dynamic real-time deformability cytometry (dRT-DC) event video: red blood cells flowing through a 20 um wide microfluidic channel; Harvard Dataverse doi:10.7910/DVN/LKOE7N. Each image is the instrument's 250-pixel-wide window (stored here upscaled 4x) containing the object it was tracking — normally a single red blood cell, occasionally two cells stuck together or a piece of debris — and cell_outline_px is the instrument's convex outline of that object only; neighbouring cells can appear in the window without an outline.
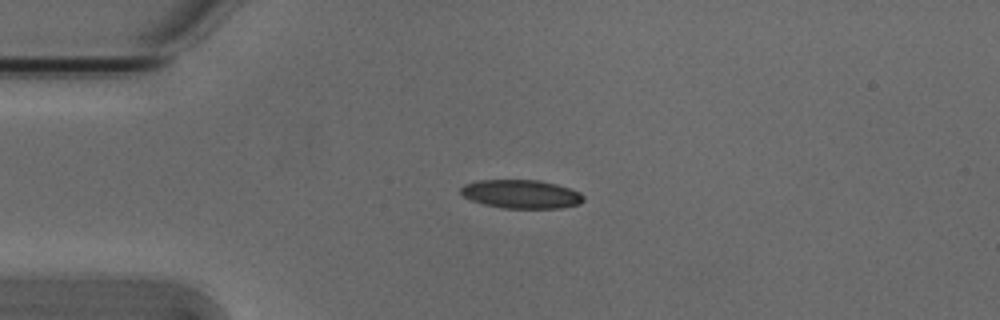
{"species": "Egyptian fruit bat (a non-hibernating species)", "species_latin": "Rousettus aegyptiacus", "temperature_condition": "cold", "stored_images_in_passage": 6, "camera_frame_rate_fps": 3000, "um_per_image_px": 0.085, "animal": {"sex": "male"}, "frame": {"image": 1, "passage_image": 3, "time_ms": 0.667, "image_size_px": [1000, 320], "cell_outline_px": [[584, 200], [580, 204], [560, 208], [504, 208], [484, 204], [472, 200], [464, 196], [460, 192], [460, 188], [464, 184], [476, 180], [540, 180], [556, 184], [580, 192], [584, 196]], "centroid_in_image_um": [44.31, 16.49], "position_along_channel_um": 40.7, "area_um2": 20.46}}